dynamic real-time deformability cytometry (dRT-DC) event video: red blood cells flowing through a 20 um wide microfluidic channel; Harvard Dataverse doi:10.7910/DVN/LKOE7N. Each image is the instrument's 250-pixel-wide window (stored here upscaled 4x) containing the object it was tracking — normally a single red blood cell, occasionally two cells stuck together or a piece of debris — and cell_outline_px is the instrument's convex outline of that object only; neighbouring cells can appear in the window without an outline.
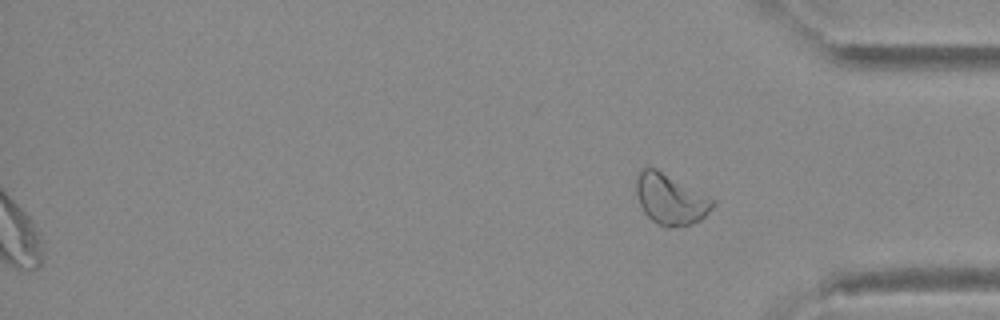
{"species": "Egyptian fruit bat (a non-hibernating species)", "species_latin": "Rousettus aegyptiacus", "temperature_condition": "warm", "stored_images_in_passage": 46, "segment_of_instrument_passage": [2, 2], "camera_frame_rate_fps": 3000, "um_per_image_px": 0.085, "animal": {"sex": "female"}, "frame": {"image": 1, "passage_image": 46, "time_ms": 15.0, "image_size_px": [1000, 320], "cell_outline_px": [[716, 204], [700, 220], [692, 224], [668, 228], [652, 220], [644, 212], [640, 204], [636, 192], [636, 172], [644, 168], [656, 168], [716, 200]], "centroid_in_image_um": [56.99, 16.93], "position_along_channel_um": 378.2, "area_um2": 22.48}}